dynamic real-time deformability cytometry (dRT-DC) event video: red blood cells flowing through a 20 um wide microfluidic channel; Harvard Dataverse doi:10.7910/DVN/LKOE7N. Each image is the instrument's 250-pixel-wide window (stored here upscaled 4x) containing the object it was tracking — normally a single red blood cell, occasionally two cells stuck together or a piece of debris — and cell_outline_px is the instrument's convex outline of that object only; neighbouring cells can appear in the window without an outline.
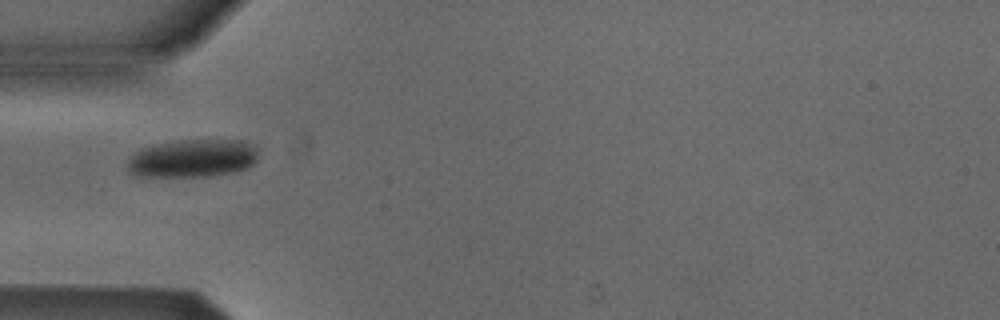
{"species": "Egyptian fruit bat (a non-hibernating species)", "species_latin": "Rousettus aegyptiacus", "temperature_condition": "cold", "stored_images_in_passage": 32, "camera_frame_rate_fps": 3000, "um_per_image_px": 0.085, "animal": {"sex": "male"}, "frame": {"image": 1, "passage_image": 1, "time_ms": 0.0, "image_size_px": [1000, 320], "cell_outline_px": [[256, 160], [248, 168], [232, 172], [208, 176], [136, 176], [128, 172], [128, 160], [136, 152], [152, 144], [180, 140], [240, 140], [252, 144], [256, 148]], "centroid_in_image_um": [16.36, 13.45], "position_along_channel_um": 68.6, "area_um2": 28.84}}
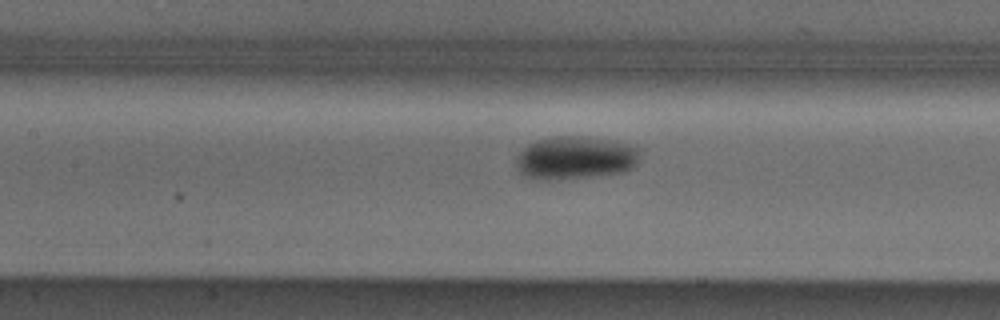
{"frame": {"image": 2, "passage_image": 8, "time_ms": 2.333, "image_size_px": [1000, 320], "cell_outline_px": [[640, 156], [636, 164], [632, 168], [624, 172], [592, 176], [548, 180], [536, 180], [520, 172], [516, 164], [516, 156], [528, 144], [536, 140], [560, 136], [580, 136], [608, 140], [628, 144], [640, 148]], "centroid_in_image_um": [48.91, 13.41], "position_along_channel_um": 158.5, "area_um2": 30.98}}
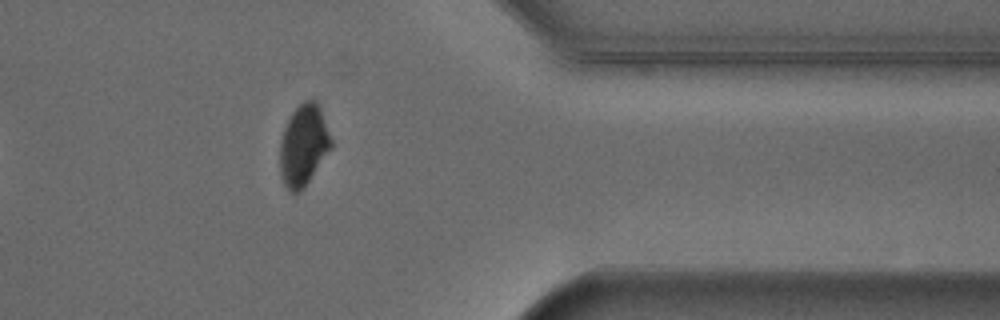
{"frame": {"image": 3, "passage_image": 27, "time_ms": 8.667, "image_size_px": [1000, 320], "cell_outline_px": [[332, 148], [304, 188], [296, 196], [284, 184], [280, 172], [280, 140], [284, 128], [292, 112], [304, 100], [316, 100], [320, 108], [332, 140]], "centroid_in_image_um": [25.8, 12.37], "position_along_channel_um": 385.6, "area_um2": 24.28}, "authors_computed_cell_mechanics": {"area_um2": 28.5821, "velocity_mm_per_s": 3.8418, "shape_relaxation_time_tau1_ms": 2.8316, "shape_relaxation_time_tau2_ms": null, "deformation_change_tau1": 0.0784, "deformation_change_tau2": null}}